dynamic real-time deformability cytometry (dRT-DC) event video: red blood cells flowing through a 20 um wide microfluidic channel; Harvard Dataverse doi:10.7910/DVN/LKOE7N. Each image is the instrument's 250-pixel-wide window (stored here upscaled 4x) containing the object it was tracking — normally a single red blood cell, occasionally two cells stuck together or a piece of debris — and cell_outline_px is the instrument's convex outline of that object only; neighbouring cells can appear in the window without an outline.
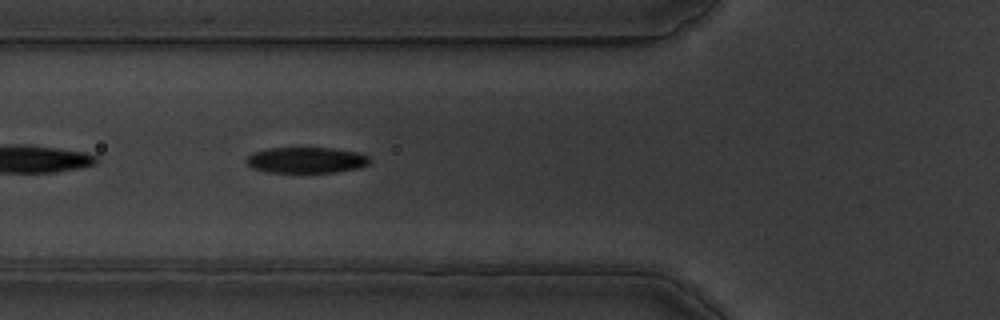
{"species": "common noctule bat (a hibernating species)", "species_latin": "Nyctalus noctula", "temperature_condition": "warm", "stored_images_in_passage": 26, "camera_frame_rate_fps": 3000, "um_per_image_px": 0.085, "animal": {"sex": "male", "body_mass_g": 19.5, "forearm_length_mm": 54.6}, "frame": {"image": 1, "passage_image": 5, "time_ms": 1.333, "image_size_px": [1000, 320], "cell_outline_px": [[368, 164], [356, 168], [336, 172], [272, 172], [252, 168], [244, 160], [252, 152], [268, 148], [332, 148], [356, 152], [368, 156]], "centroid_in_image_um": [25.98, 13.6], "position_along_channel_um": 99.8, "area_um2": 18.38}}